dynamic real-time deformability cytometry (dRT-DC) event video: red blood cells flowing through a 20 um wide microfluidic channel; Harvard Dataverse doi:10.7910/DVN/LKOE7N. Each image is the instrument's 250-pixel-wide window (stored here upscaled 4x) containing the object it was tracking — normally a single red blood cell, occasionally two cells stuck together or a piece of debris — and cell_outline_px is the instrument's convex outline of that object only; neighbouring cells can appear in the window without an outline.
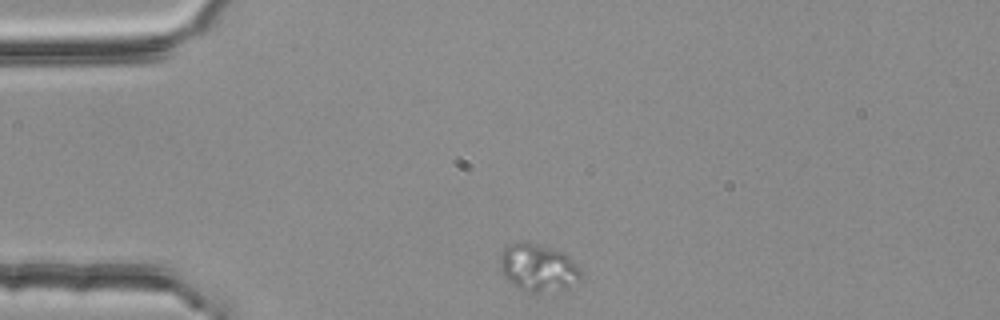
{"species": "common noctule bat (a hibernating species)", "species_latin": "Nyctalus noctula", "temperature_condition": "room temperature", "stored_images_in_passage": 2, "camera_frame_rate_fps": 3000, "um_per_image_px": 0.085, "animal": {"sex": "female", "body_mass_g": 25.1}, "frame": {"image": 1, "passage_image": 1, "time_ms": 0.0, "image_size_px": [1000, 320], "cell_outline_px": [[580, 280], [564, 288], [540, 292], [528, 292], [516, 288], [504, 276], [500, 268], [500, 252], [504, 248], [512, 244], [524, 240], [528, 240], [564, 252], [580, 268]], "centroid_in_image_um": [45.7, 22.72], "position_along_channel_um": 39.3, "area_um2": 22.48}}